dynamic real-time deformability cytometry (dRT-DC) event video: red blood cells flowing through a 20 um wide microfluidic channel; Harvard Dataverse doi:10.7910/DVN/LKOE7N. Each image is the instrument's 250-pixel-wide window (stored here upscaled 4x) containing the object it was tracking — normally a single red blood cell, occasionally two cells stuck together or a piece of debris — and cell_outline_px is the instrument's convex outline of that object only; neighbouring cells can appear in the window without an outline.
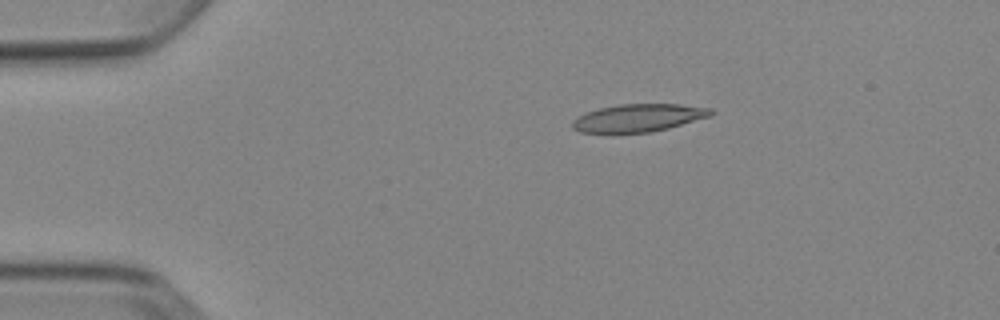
{"species": "Egyptian fruit bat (a non-hibernating species)", "species_latin": "Rousettus aegyptiacus", "temperature_condition": "cold", "stored_images_in_passage": 6, "camera_frame_rate_fps": 3000, "um_per_image_px": 0.085, "animal": {"sex": "female"}, "frame": {"image": 1, "passage_image": 1, "time_ms": 0.0, "image_size_px": [1000, 320], "cell_outline_px": [[712, 116], [668, 128], [652, 132], [580, 132], [572, 128], [572, 120], [588, 112], [600, 108], [620, 104], [680, 104], [712, 108]], "centroid_in_image_um": [54.31, 10.01], "position_along_channel_um": 30.7, "area_um2": 22.14}}
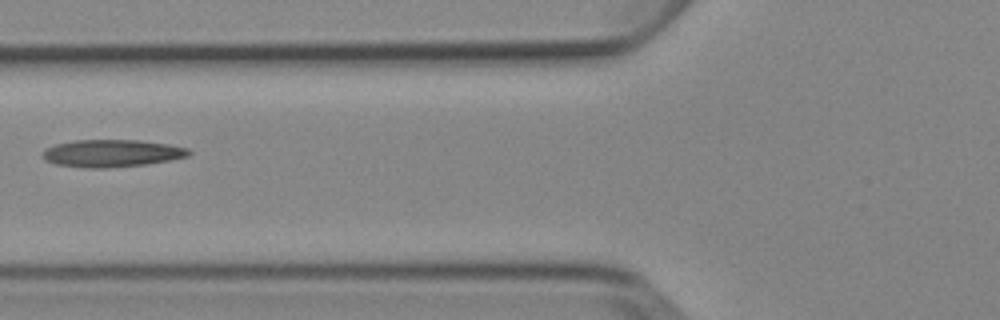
{"frame": {"image": 2, "passage_image": 4, "time_ms": 3.667, "image_size_px": [1000, 320], "cell_outline_px": [[192, 152], [188, 156], [168, 160], [144, 164], [104, 168], [92, 168], [56, 164], [44, 160], [44, 148], [56, 144], [76, 140], [140, 140], [168, 144], [188, 148]], "centroid_in_image_um": [9.51, 13.02], "position_along_channel_um": 116.3, "area_um2": 23.06}}
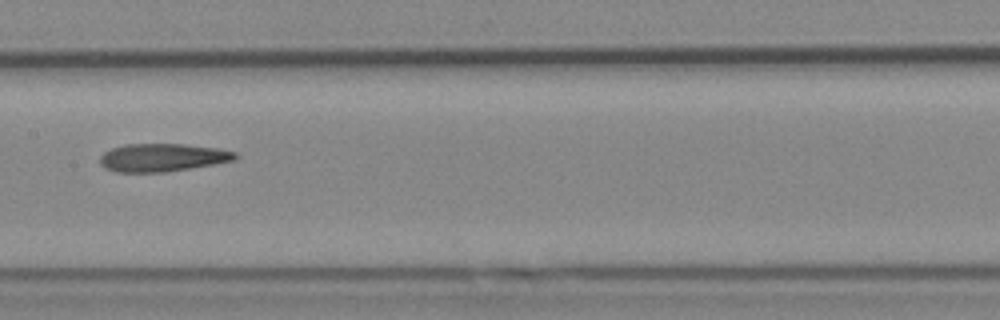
{"frame": {"image": 3, "passage_image": 6, "time_ms": 5.667, "image_size_px": [1000, 320], "cell_outline_px": [[240, 156], [236, 160], [168, 172], [116, 172], [104, 168], [100, 164], [100, 156], [104, 152], [112, 148], [124, 144], [184, 144], [216, 148], [236, 152]], "centroid_in_image_um": [13.81, 13.39], "position_along_channel_um": 193.6, "area_um2": 22.2}}